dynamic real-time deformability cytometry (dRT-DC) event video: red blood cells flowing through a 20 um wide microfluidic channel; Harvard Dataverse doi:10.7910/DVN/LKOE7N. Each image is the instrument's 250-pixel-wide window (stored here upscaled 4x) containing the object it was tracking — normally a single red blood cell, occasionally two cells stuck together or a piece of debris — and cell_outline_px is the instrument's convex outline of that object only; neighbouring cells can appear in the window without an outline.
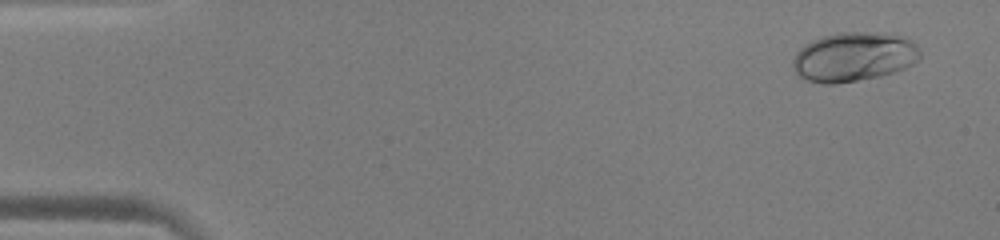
{"species": "human", "species_latin": "Homo sapiens", "temperature_condition": "warm", "stored_images_in_passage": 52, "camera_frame_rate_fps": 3000, "um_per_image_px": 0.085, "donor": {"sex": "male"}, "frame": {"image": 1, "passage_image": 3, "time_ms": 0.667, "image_size_px": [1000, 240], "cell_outline_px": [[920, 60], [904, 68], [880, 76], [836, 84], [824, 84], [804, 80], [796, 72], [792, 64], [792, 60], [796, 52], [800, 48], [812, 40], [824, 36], [840, 32], [896, 32], [908, 36], [920, 48]], "centroid_in_image_um": [72.62, 4.81], "position_along_channel_um": 12.4, "area_um2": 37.17}}
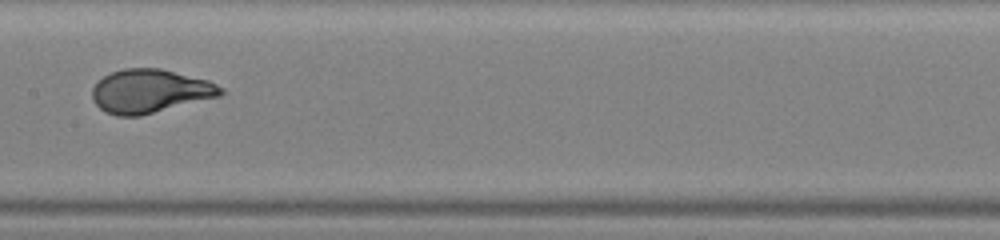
{"frame": {"image": 2, "passage_image": 27, "time_ms": 8.667, "image_size_px": [1000, 240], "cell_outline_px": [[224, 92], [220, 96], [140, 116], [116, 116], [104, 112], [92, 100], [92, 88], [104, 76], [112, 72], [124, 68], [160, 68], [208, 80], [224, 88]], "centroid_in_image_um": [12.74, 7.75], "position_along_channel_um": 194.7, "area_um2": 32.66}}
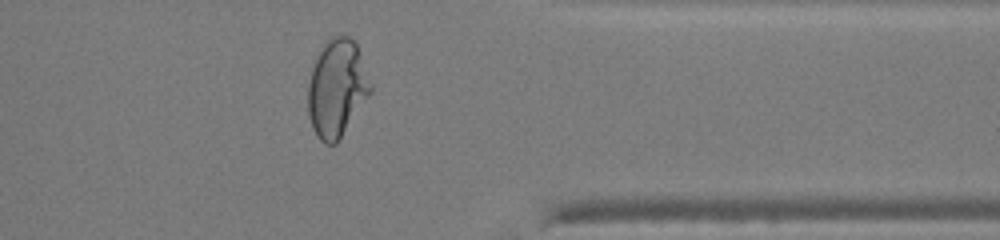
{"frame": {"image": 3, "passage_image": 42, "time_ms": 13.667, "image_size_px": [1000, 240], "cell_outline_px": [[372, 92], [340, 140], [336, 144], [324, 144], [316, 136], [312, 128], [308, 116], [308, 84], [312, 68], [316, 56], [324, 40], [332, 36], [348, 36], [356, 44], [372, 84]], "centroid_in_image_um": [28.63, 7.52], "position_along_channel_um": 382.8, "area_um2": 36.01}, "authors_computed_cell_mechanics": {"area_um2": 32.7148, "velocity_mm_per_s": 3.9773, "shape_relaxation_time_tau1_ms": 4.1219, "shape_relaxation_time_tau2_ms": null, "deformation_change_tau1": 0.2165, "deformation_change_tau2": null}}